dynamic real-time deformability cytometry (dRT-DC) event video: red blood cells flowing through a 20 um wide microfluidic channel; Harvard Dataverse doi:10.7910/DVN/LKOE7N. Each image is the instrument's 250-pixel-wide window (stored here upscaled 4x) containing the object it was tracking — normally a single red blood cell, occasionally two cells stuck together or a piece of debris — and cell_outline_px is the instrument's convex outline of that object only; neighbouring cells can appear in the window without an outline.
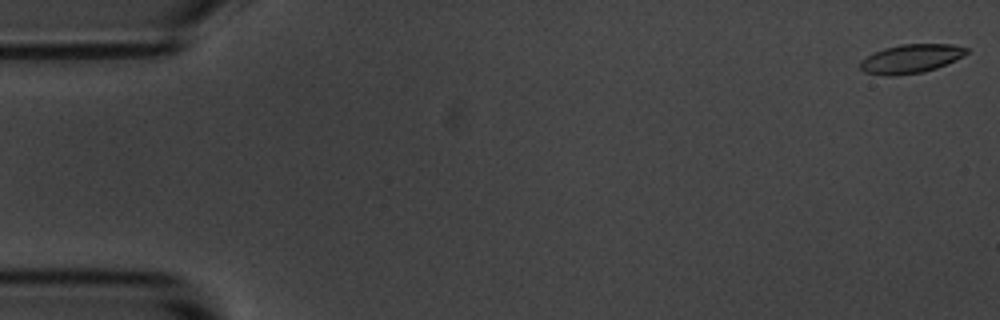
{"species": "common noctule bat (a hibernating species)", "species_latin": "Nyctalus noctula", "temperature_condition": "room temperature", "stored_images_in_passage": 5, "camera_frame_rate_fps": 3000, "um_per_image_px": 0.085, "animal": {"sex": "male", "body_mass_g": 20.1, "forearm_length_mm": 53.5}, "frame": {"image": 1, "passage_image": 1, "time_ms": 0.0, "image_size_px": [1000, 320], "cell_outline_px": [[968, 52], [964, 56], [936, 68], [924, 72], [892, 76], [888, 76], [864, 72], [860, 68], [860, 60], [884, 48], [900, 44], [952, 44], [968, 48]], "centroid_in_image_um": [77.43, 4.99], "position_along_channel_um": 7.6, "area_um2": 17.8}}
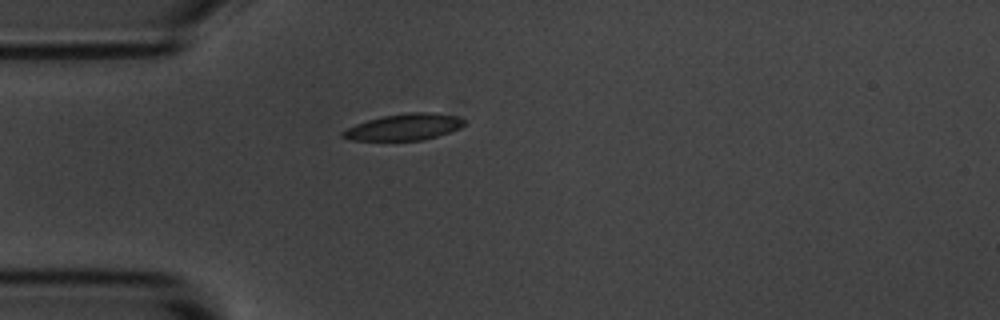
{"frame": {"image": 2, "passage_image": 4, "time_ms": 4.667, "image_size_px": [1000, 320], "cell_outline_px": [[464, 124], [460, 128], [424, 140], [352, 140], [340, 136], [340, 132], [356, 124], [368, 120], [384, 116], [408, 112], [432, 112], [456, 116], [464, 120]], "centroid_in_image_um": [34.34, 10.79], "position_along_channel_um": 50.7, "area_um2": 18.5}}